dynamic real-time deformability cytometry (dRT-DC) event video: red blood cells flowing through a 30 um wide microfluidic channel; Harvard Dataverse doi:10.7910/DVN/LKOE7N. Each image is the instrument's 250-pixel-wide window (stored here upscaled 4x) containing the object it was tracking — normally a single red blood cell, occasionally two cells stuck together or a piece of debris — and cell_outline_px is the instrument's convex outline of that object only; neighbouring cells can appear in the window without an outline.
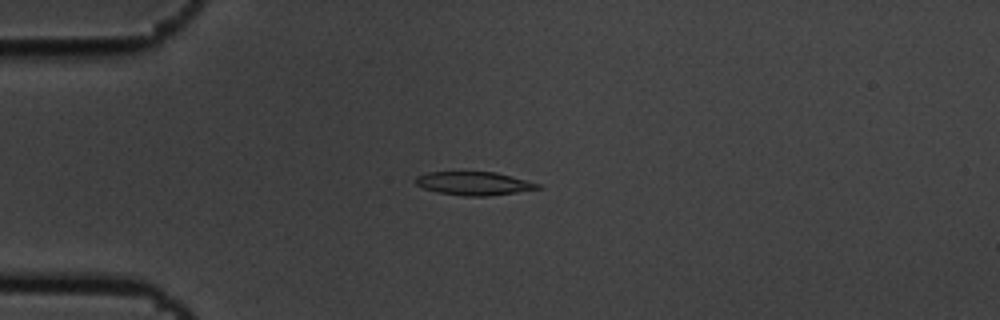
{"species": "common noctule bat (a hibernating species)", "species_latin": "Nyctalus noctula", "temperature_condition": "cold", "stored_images_in_passage": 14, "camera_frame_rate_fps": 3000, "um_per_image_px": 0.085, "animal": {"sex": "male", "body_mass_g": 19.5, "forearm_length_mm": 54.6}, "frame": {"image": 1, "passage_image": 3, "time_ms": 0.667, "image_size_px": [1000, 320], "cell_outline_px": [[544, 188], [488, 196], [464, 196], [436, 192], [424, 188], [416, 184], [416, 176], [428, 172], [496, 172], [540, 184]], "centroid_in_image_um": [40.29, 15.59], "position_along_channel_um": 44.7, "area_um2": 16.59}}
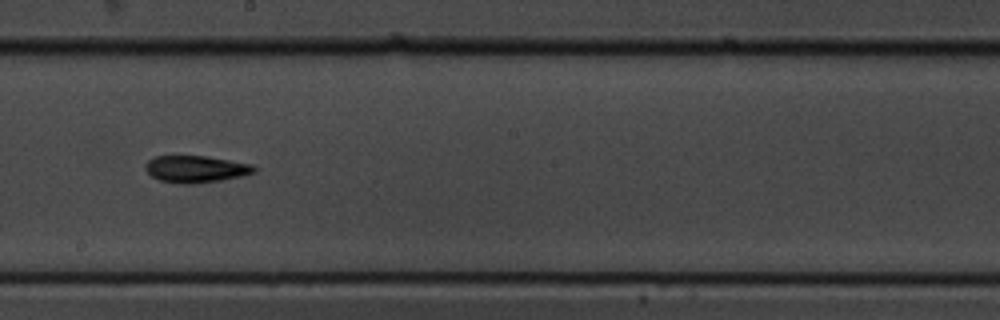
{"frame": {"image": 2, "passage_image": 8, "time_ms": 2.333, "image_size_px": [1000, 320], "cell_outline_px": [[256, 172], [240, 176], [220, 180], [192, 184], [180, 184], [160, 180], [152, 176], [144, 168], [144, 164], [148, 160], [156, 156], [208, 156], [252, 164], [256, 168]], "centroid_in_image_um": [16.63, 14.36], "position_along_channel_um": 231.6, "area_um2": 17.05}}
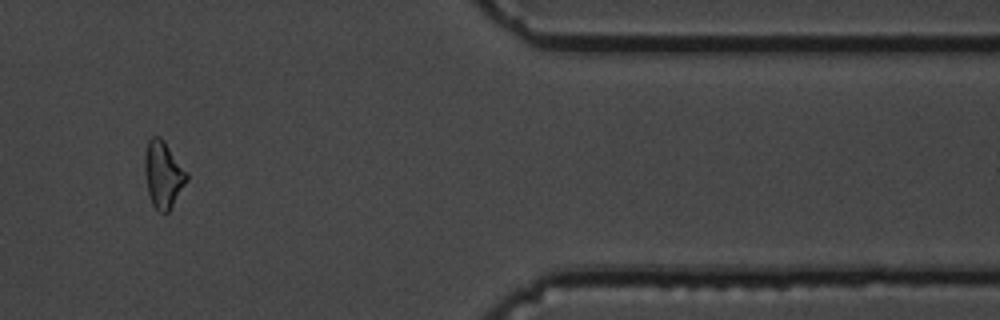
{"frame": {"image": 3, "passage_image": 12, "time_ms": 3.667, "image_size_px": [1000, 320], "cell_outline_px": [[188, 180], [168, 212], [160, 212], [152, 204], [148, 192], [144, 172], [144, 152], [148, 140], [152, 136], [160, 136], [164, 140], [188, 172]], "centroid_in_image_um": [13.87, 14.79], "position_along_channel_um": 397.5, "area_um2": 16.47}}